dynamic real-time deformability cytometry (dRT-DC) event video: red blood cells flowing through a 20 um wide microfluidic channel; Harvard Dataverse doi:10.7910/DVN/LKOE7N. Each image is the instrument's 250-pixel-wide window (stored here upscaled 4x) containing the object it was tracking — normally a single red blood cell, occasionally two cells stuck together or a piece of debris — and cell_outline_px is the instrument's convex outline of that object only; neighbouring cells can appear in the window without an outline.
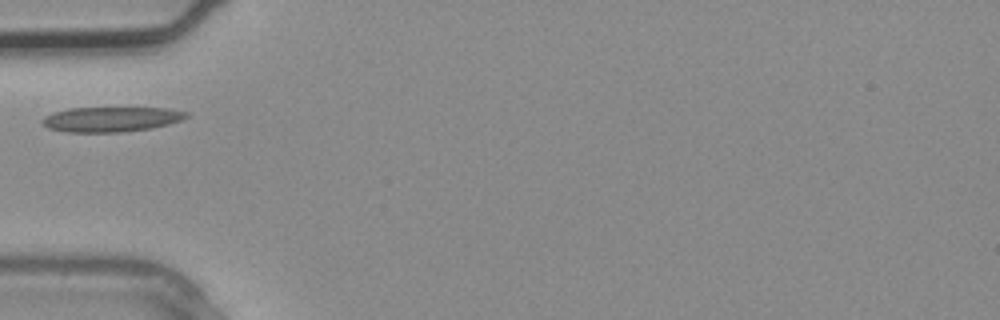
{"species": "common noctule bat (a hibernating species)", "species_latin": "Nyctalus noctula", "temperature_condition": "warm", "stored_images_in_passage": 1, "camera_frame_rate_fps": 3000, "um_per_image_px": 0.085, "animal": {"sex": "male", "body_mass_g": 20.4}, "frame": {"image": 1, "passage_image": 1, "time_ms": 0.0, "image_size_px": [1000, 320], "cell_outline_px": [[188, 116], [180, 120], [168, 124], [148, 128], [120, 132], [64, 132], [48, 128], [40, 120], [44, 116], [52, 112], [68, 108], [168, 108], [188, 112]], "centroid_in_image_um": [9.39, 10.13], "position_along_channel_um": 75.6, "area_um2": 20.87}}